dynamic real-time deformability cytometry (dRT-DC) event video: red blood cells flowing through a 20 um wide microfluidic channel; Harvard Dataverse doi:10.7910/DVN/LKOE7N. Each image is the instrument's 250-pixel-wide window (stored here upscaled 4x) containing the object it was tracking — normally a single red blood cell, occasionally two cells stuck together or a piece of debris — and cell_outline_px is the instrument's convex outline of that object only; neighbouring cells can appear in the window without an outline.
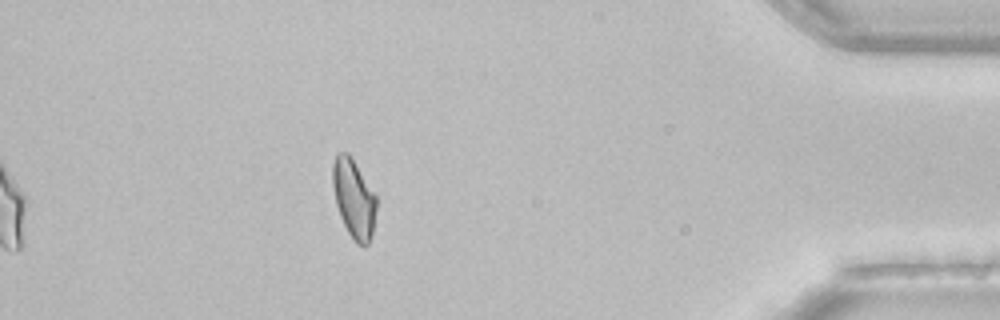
{"species": "common noctule bat (a hibernating species)", "species_latin": "Nyctalus noctula", "temperature_condition": "room temperature", "stored_images_in_passage": 50, "segment_of_instrument_passage": [1, 2], "camera_frame_rate_fps": 3000, "um_per_image_px": 0.085, "animal": {"sex": "female", "body_mass_g": 22.7, "forearm_length_mm": 54.2}, "frame": {"image": 1, "passage_image": 43, "time_ms": 14.0, "image_size_px": [1000, 320], "cell_outline_px": [[376, 208], [372, 236], [368, 244], [356, 244], [352, 240], [340, 216], [336, 204], [332, 184], [332, 164], [336, 152], [348, 152], [376, 196]], "centroid_in_image_um": [30.05, 16.87], "position_along_channel_um": 405.2, "area_um2": 20.0}}